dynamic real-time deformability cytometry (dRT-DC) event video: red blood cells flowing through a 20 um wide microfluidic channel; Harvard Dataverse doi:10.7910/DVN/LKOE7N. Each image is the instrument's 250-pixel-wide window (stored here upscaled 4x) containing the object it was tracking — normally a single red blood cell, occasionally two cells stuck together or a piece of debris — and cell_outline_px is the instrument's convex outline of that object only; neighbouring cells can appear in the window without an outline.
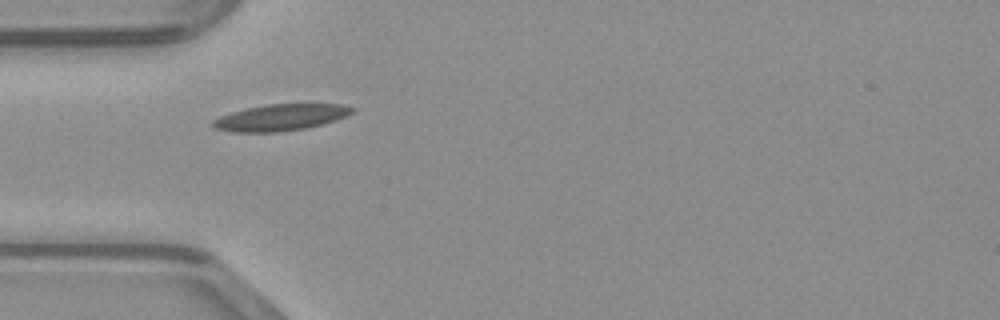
{"species": "common noctule bat (a hibernating species)", "species_latin": "Nyctalus noctula", "temperature_condition": "warm", "stored_images_in_passage": 38, "camera_frame_rate_fps": 3000, "um_per_image_px": 0.085, "animal": {"sex": "male", "body_mass_g": 23.1, "forearm_length_mm": 52.7}, "frame": {"image": 1, "passage_image": 4, "time_ms": 1.0, "image_size_px": [1000, 320], "cell_outline_px": [[356, 108], [348, 116], [336, 120], [304, 128], [276, 132], [232, 132], [212, 128], [208, 124], [212, 120], [220, 116], [232, 112], [248, 108], [268, 104], [344, 104]], "centroid_in_image_um": [23.82, 9.98], "position_along_channel_um": 61.2, "area_um2": 21.5}}
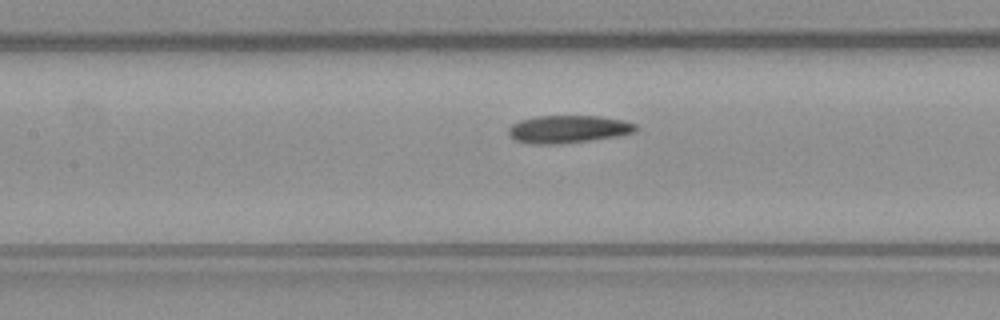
{"frame": {"image": 2, "passage_image": 11, "time_ms": 3.333, "image_size_px": [1000, 320], "cell_outline_px": [[640, 128], [636, 132], [616, 136], [592, 140], [560, 144], [532, 144], [516, 140], [508, 136], [508, 128], [512, 124], [520, 120], [536, 116], [600, 116], [624, 120], [636, 124]], "centroid_in_image_um": [48.31, 10.98], "position_along_channel_um": 159.1, "area_um2": 20.75}}
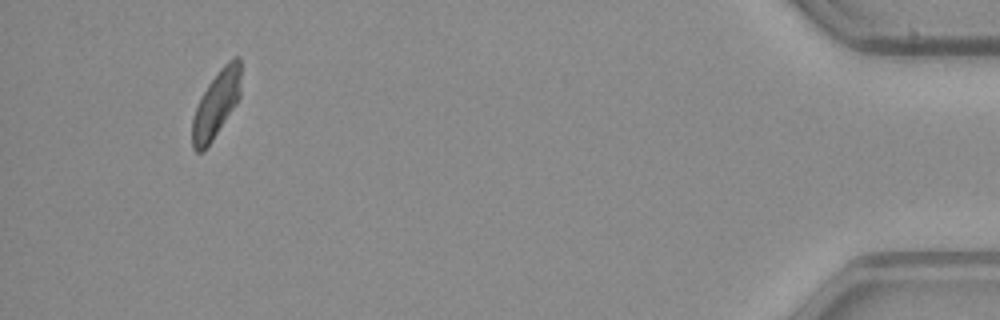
{"frame": {"image": 3, "passage_image": 35, "time_ms": 11.333, "image_size_px": [1000, 320], "cell_outline_px": [[240, 96], [236, 104], [204, 152], [196, 152], [192, 148], [192, 120], [196, 108], [208, 84], [220, 68], [232, 56], [240, 56]], "centroid_in_image_um": [18.38, 8.85], "position_along_channel_um": 416.8, "area_um2": 18.79}}